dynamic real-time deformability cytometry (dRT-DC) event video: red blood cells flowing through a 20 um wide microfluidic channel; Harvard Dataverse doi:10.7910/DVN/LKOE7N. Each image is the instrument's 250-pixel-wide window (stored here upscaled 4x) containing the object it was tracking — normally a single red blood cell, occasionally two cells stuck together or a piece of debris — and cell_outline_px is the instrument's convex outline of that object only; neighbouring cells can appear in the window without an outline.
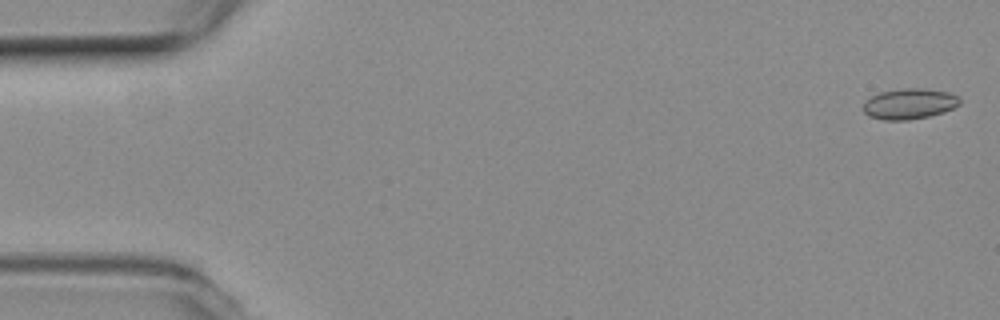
{"species": "common noctule bat (a hibernating species)", "species_latin": "Nyctalus noctula", "temperature_condition": "room temperature", "stored_images_in_passage": 7, "camera_frame_rate_fps": 3000, "um_per_image_px": 0.085, "animal": {"sex": "female", "body_mass_g": 19.3, "forearm_length_mm": 54.1}, "frame": {"image": 1, "passage_image": 1, "time_ms": 0.0, "image_size_px": [1000, 320], "cell_outline_px": [[960, 104], [944, 112], [928, 116], [908, 120], [884, 120], [868, 116], [864, 112], [864, 100], [880, 92], [904, 88], [924, 88], [948, 92], [960, 96]], "centroid_in_image_um": [77.3, 8.82], "position_along_channel_um": 7.7, "area_um2": 17.28}}